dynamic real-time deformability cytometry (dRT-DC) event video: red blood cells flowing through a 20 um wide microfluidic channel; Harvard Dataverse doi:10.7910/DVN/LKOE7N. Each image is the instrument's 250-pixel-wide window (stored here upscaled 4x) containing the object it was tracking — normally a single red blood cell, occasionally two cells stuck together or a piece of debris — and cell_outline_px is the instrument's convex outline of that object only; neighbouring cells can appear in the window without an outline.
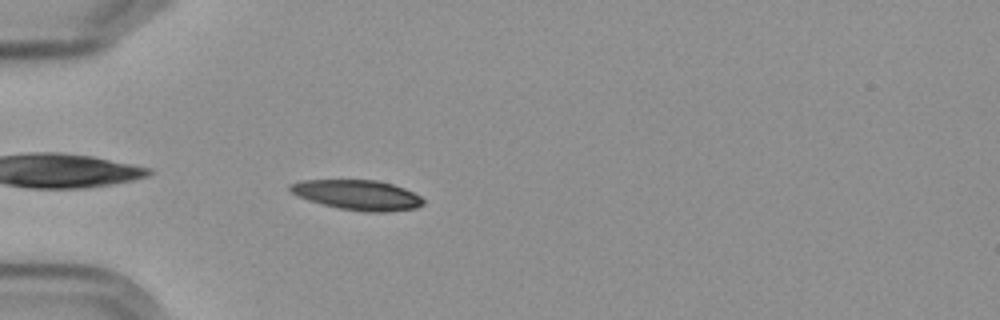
{"species": "Egyptian fruit bat (a non-hibernating species)", "species_latin": "Rousettus aegyptiacus", "temperature_condition": "cold", "stored_images_in_passage": 6, "camera_frame_rate_fps": 3000, "um_per_image_px": 0.085, "frame": {"image": 1, "passage_image": 6, "time_ms": 6.0, "image_size_px": [1000, 320], "cell_outline_px": [[424, 204], [416, 208], [388, 212], [364, 212], [340, 208], [308, 200], [292, 192], [288, 188], [288, 184], [300, 180], [376, 180], [392, 184], [404, 188], [420, 196], [424, 200]], "centroid_in_image_um": [30.4, 16.57], "position_along_channel_um": 54.6, "area_um2": 23.18}}